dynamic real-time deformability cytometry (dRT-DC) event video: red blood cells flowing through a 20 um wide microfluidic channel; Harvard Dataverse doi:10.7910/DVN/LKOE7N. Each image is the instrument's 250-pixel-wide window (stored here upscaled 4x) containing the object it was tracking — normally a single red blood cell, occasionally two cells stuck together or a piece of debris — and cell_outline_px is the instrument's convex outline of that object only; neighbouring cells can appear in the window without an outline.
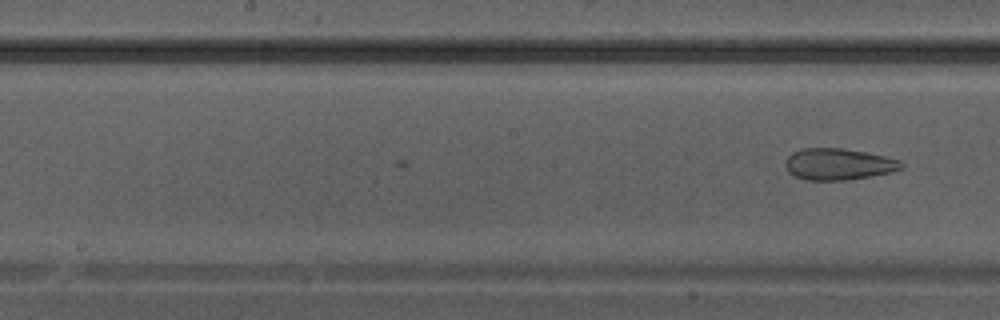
{"species": "Egyptian fruit bat (a non-hibernating species)", "species_latin": "Rousettus aegyptiacus", "temperature_condition": "warm", "stored_images_in_passage": 15, "camera_frame_rate_fps": 3000, "um_per_image_px": 0.085, "animal": {"sex": "male"}, "frame": {"image": 1, "passage_image": 15, "time_ms": 4.667, "image_size_px": [1000, 320], "cell_outline_px": [[904, 168], [892, 172], [872, 176], [844, 180], [804, 180], [792, 176], [788, 172], [784, 164], [784, 160], [792, 152], [804, 148], [840, 148], [864, 152], [884, 156], [900, 160], [904, 164]], "centroid_in_image_um": [71.24, 13.96], "position_along_channel_um": 177.0, "area_um2": 21.5}}